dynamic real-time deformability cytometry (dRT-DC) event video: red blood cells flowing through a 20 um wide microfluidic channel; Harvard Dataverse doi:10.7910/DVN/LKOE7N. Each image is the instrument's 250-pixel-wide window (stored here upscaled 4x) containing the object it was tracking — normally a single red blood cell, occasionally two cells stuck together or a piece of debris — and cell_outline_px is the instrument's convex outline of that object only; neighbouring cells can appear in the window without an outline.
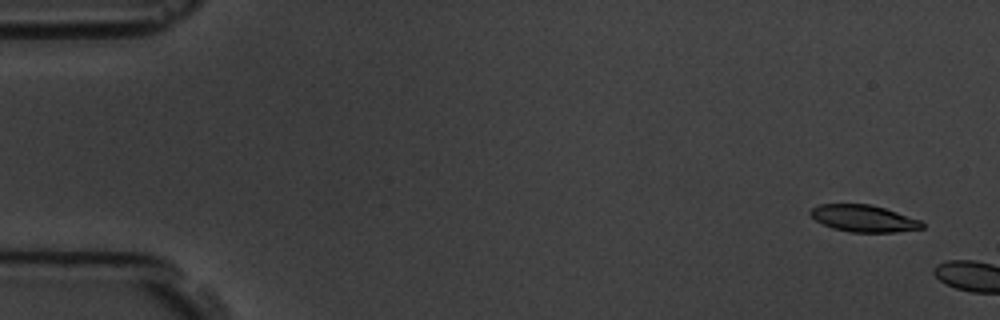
{"species": "common noctule bat (a hibernating species)", "species_latin": "Nyctalus noctula", "temperature_condition": "room temperature", "stored_images_in_passage": 2, "camera_frame_rate_fps": 3000, "um_per_image_px": 0.085, "animal": {"sex": "male", "body_mass_g": 19.5, "forearm_length_mm": 54.6}, "frame": {"image": 1, "passage_image": 1, "time_ms": 0.0, "image_size_px": [1000, 320], "cell_outline_px": [[924, 228], [896, 232], [848, 232], [832, 228], [816, 220], [808, 212], [812, 208], [820, 204], [872, 204], [920, 220], [924, 224]], "centroid_in_image_um": [73.41, 18.57], "position_along_channel_um": 11.6, "area_um2": 17.4}}